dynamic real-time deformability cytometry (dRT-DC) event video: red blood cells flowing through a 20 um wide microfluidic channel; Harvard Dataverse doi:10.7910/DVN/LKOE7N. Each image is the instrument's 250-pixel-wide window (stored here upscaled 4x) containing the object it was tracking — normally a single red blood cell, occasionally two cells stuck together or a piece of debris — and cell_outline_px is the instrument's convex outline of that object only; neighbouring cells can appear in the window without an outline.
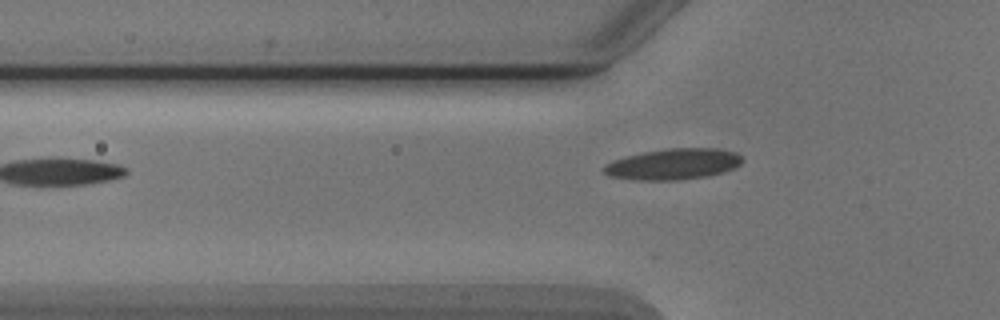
{"species": "Egyptian fruit bat (a non-hibernating species)", "species_latin": "Rousettus aegyptiacus", "temperature_condition": "cold", "stored_images_in_passage": 34, "camera_frame_rate_fps": 3000, "um_per_image_px": 0.085, "animal": {"sex": "male"}, "frame": {"image": 1, "passage_image": 2, "time_ms": 0.333, "image_size_px": [1000, 320], "cell_outline_px": [[744, 160], [740, 164], [732, 168], [708, 176], [680, 180], [632, 180], [608, 176], [604, 172], [604, 164], [612, 160], [624, 156], [644, 152], [668, 148], [716, 148], [736, 152]], "centroid_in_image_um": [57.18, 13.95], "position_along_channel_um": 68.6, "area_um2": 25.09}}
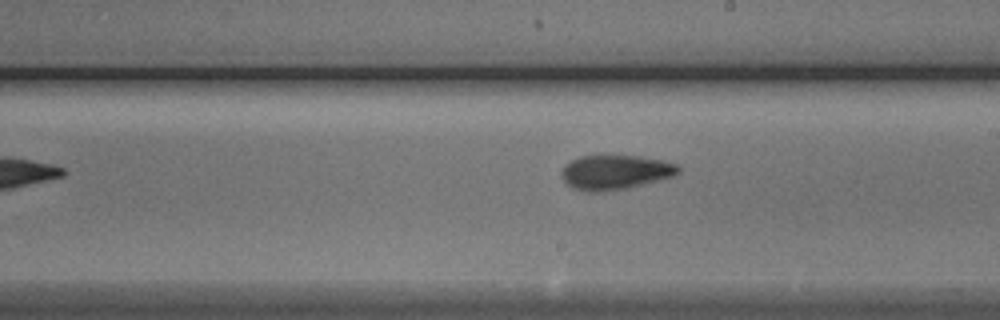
{"frame": {"image": 2, "passage_image": 15, "time_ms": 4.667, "image_size_px": [1000, 320], "cell_outline_px": [[680, 172], [672, 176], [628, 188], [600, 192], [588, 192], [572, 188], [564, 180], [560, 172], [564, 164], [580, 156], [640, 156], [664, 160], [676, 164], [680, 168]], "centroid_in_image_um": [52.27, 14.64], "position_along_channel_um": 236.7, "area_um2": 23.47}}
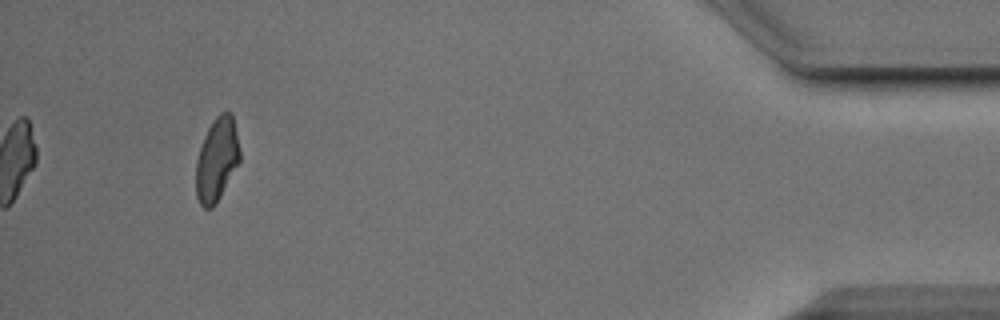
{"frame": {"image": 3, "passage_image": 34, "time_ms": 11.0, "image_size_px": [1000, 320], "cell_outline_px": [[240, 160], [220, 196], [212, 208], [204, 208], [200, 204], [196, 196], [196, 160], [204, 136], [208, 128], [216, 116], [220, 112], [232, 112], [240, 148]], "centroid_in_image_um": [18.43, 13.54], "position_along_channel_um": 416.8, "area_um2": 21.21}, "authors_computed_cell_mechanics": {"area_um2": 22.5131, "velocity_mm_per_s": 3.8886, "shape_relaxation_time_tau1_ms": 5.953, "shape_relaxation_time_tau2_ms": 1.9967, "deformation_change_tau1": 0.1697, "deformation_change_tau2": 0.0864}}